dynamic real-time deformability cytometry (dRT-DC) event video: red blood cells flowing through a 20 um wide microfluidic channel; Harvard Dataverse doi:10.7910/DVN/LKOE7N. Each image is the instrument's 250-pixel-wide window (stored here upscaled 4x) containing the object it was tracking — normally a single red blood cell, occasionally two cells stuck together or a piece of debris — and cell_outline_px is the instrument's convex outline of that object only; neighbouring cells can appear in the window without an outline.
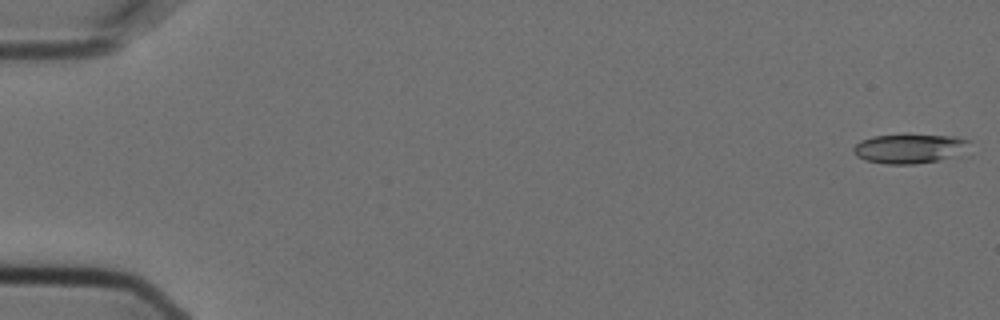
{"species": "Egyptian fruit bat (a non-hibernating species)", "species_latin": "Rousettus aegyptiacus", "temperature_condition": "cold", "stored_images_in_passage": 5, "camera_frame_rate_fps": 3000, "um_per_image_px": 0.085, "animal": {"sex": "female"}, "frame": {"image": 1, "passage_image": 1, "time_ms": 0.0, "image_size_px": [1000, 320], "cell_outline_px": [[972, 140], [968, 156], [916, 164], [888, 164], [864, 160], [856, 156], [852, 152], [852, 148], [860, 140], [872, 136], [956, 136]], "centroid_in_image_um": [77.46, 12.66], "position_along_channel_um": 7.5, "area_um2": 20.46}}
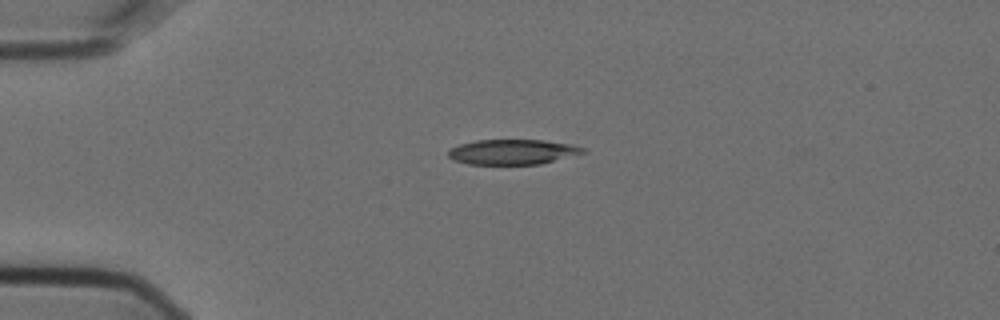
{"frame": {"image": 2, "passage_image": 4, "time_ms": 1.0, "image_size_px": [1000, 320], "cell_outline_px": [[588, 152], [540, 164], [468, 164], [452, 160], [448, 156], [448, 152], [452, 148], [460, 144], [476, 140], [544, 140], [572, 144], [584, 148]], "centroid_in_image_um": [43.59, 12.91], "position_along_channel_um": 41.4, "area_um2": 19.71}}